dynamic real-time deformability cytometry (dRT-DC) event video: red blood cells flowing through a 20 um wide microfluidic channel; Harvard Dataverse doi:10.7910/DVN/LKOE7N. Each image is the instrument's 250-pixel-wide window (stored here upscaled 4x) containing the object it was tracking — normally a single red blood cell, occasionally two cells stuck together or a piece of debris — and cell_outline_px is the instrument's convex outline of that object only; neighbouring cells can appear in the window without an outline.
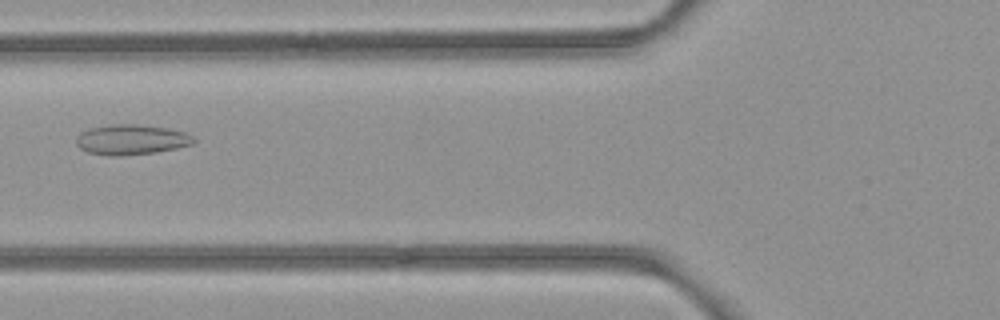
{"species": "common noctule bat (a hibernating species)", "species_latin": "Nyctalus noctula", "temperature_condition": "room temperature", "stored_images_in_passage": 7, "camera_frame_rate_fps": 3000, "um_per_image_px": 0.085, "animal": {"sex": "female", "body_mass_g": 21.9}, "frame": {"image": 1, "passage_image": 6, "time_ms": 1.667, "image_size_px": [1000, 320], "cell_outline_px": [[196, 140], [192, 144], [176, 148], [156, 152], [120, 156], [108, 156], [88, 152], [80, 148], [76, 144], [76, 136], [80, 132], [88, 128], [112, 124], [136, 124], [164, 128], [184, 132], [192, 136]], "centroid_in_image_um": [11.11, 11.87], "position_along_channel_um": 114.7, "area_um2": 20.63}}
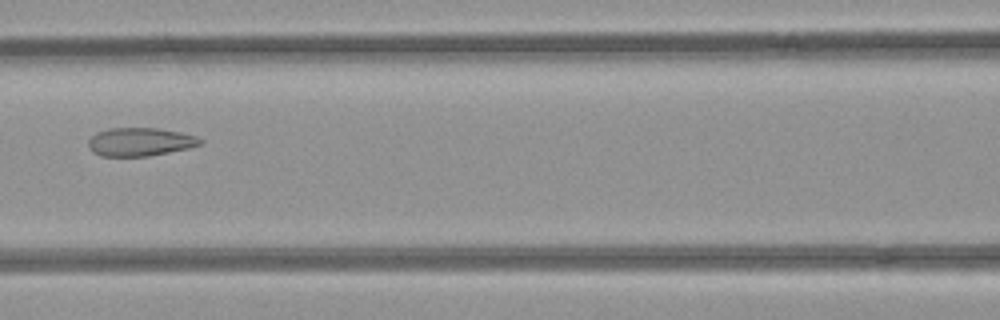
{"frame": {"image": 2, "passage_image": 7, "time_ms": 2.0, "image_size_px": [1000, 320], "cell_outline_px": [[204, 140], [200, 144], [188, 148], [148, 156], [100, 156], [92, 152], [88, 148], [88, 140], [96, 132], [108, 128], [156, 128], [180, 132], [196, 136]], "centroid_in_image_um": [11.86, 12.06], "position_along_channel_um": 154.7, "area_um2": 18.5}}